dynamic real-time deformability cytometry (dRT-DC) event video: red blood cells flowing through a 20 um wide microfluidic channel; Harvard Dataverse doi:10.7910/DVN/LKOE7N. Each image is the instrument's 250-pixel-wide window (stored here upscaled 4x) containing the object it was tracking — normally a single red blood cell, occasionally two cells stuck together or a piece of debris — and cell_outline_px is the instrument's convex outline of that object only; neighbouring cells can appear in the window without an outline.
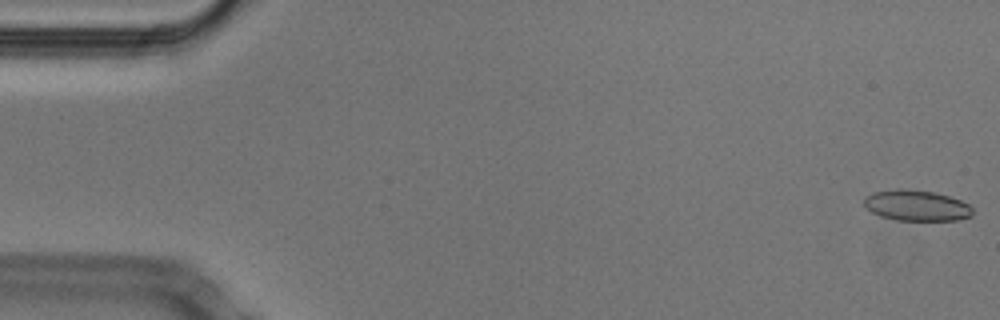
{"species": "Egyptian fruit bat (a non-hibernating species)", "species_latin": "Rousettus aegyptiacus", "temperature_condition": "cold", "stored_images_in_passage": 15, "camera_frame_rate_fps": 3000, "um_per_image_px": 0.085, "animal": {"sex": "male"}, "frame": {"image": 1, "passage_image": 1, "time_ms": 0.0, "image_size_px": [1000, 320], "cell_outline_px": [[972, 216], [956, 220], [896, 220], [880, 216], [872, 212], [864, 204], [864, 196], [872, 192], [896, 188], [900, 188], [936, 192], [960, 200], [968, 204], [972, 208]], "centroid_in_image_um": [77.88, 17.45], "position_along_channel_um": 7.1, "area_um2": 19.54}}